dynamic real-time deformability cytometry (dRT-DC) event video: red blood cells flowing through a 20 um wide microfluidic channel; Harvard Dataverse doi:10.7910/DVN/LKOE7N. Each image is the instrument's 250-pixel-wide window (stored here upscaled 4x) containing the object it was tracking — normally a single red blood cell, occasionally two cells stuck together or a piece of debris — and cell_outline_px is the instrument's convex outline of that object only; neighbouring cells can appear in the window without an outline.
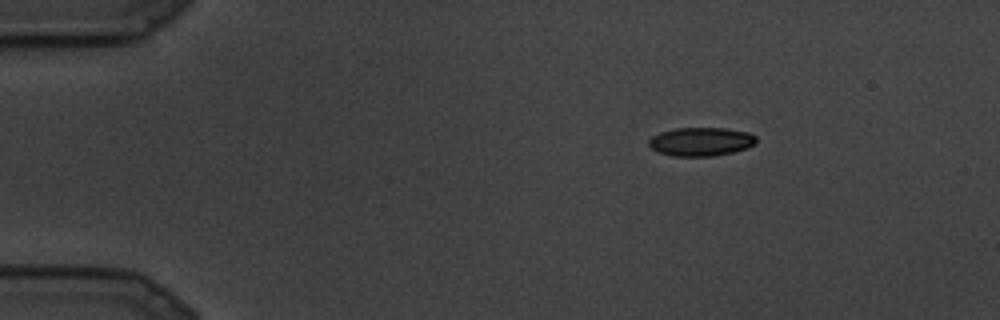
{"species": "common noctule bat (a hibernating species)", "species_latin": "Nyctalus noctula", "temperature_condition": "cold", "stored_images_in_passage": 22, "camera_frame_rate_fps": 3000, "um_per_image_px": 0.085, "animal": {"sex": "male", "body_mass_g": 19.5, "forearm_length_mm": 54.6}, "frame": {"image": 1, "passage_image": 1, "time_ms": 0.0, "image_size_px": [1000, 320], "cell_outline_px": [[756, 140], [748, 148], [732, 152], [712, 156], [672, 156], [656, 152], [648, 144], [648, 140], [652, 136], [660, 132], [676, 128], [724, 128], [748, 132], [756, 136]], "centroid_in_image_um": [59.54, 12.04], "position_along_channel_um": 25.5, "area_um2": 17.92}}
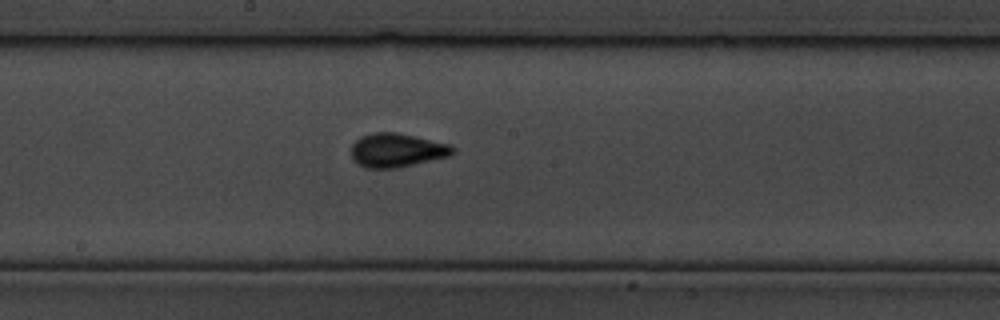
{"frame": {"image": 2, "passage_image": 11, "time_ms": 3.333, "image_size_px": [1000, 320], "cell_outline_px": [[456, 152], [452, 156], [396, 168], [364, 168], [352, 160], [352, 144], [360, 136], [372, 132], [396, 132], [452, 144], [456, 148]], "centroid_in_image_um": [33.77, 12.77], "position_along_channel_um": 214.4, "area_um2": 20.4}}
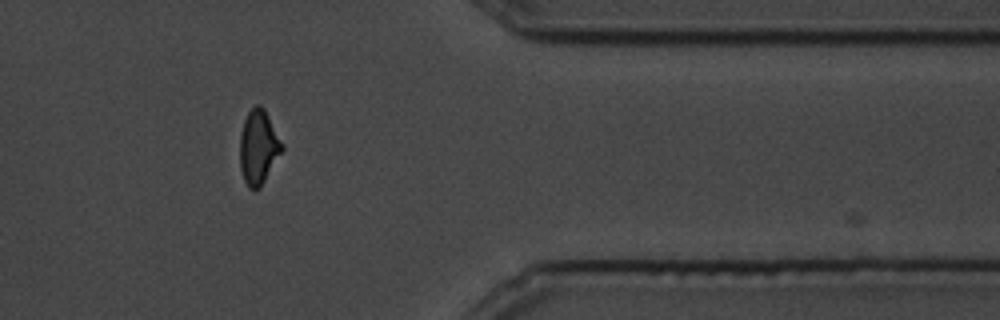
{"frame": {"image": 3, "passage_image": 18, "time_ms": 5.667, "image_size_px": [1000, 320], "cell_outline_px": [[284, 148], [260, 188], [248, 188], [244, 180], [240, 168], [240, 132], [244, 120], [248, 112], [256, 104], [260, 104], [264, 108], [284, 144]], "centroid_in_image_um": [21.97, 12.49], "position_along_channel_um": 389.4, "area_um2": 18.26}}